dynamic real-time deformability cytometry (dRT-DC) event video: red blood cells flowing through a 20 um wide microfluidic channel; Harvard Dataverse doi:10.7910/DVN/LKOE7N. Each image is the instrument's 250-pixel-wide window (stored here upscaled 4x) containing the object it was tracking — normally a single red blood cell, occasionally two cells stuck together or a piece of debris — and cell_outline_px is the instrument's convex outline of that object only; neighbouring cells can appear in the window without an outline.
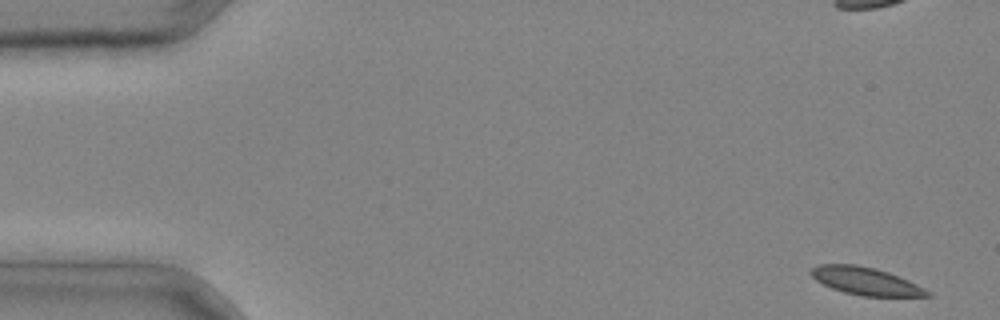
{"species": "common noctule bat (a hibernating species)", "species_latin": "Nyctalus noctula", "temperature_condition": "cold", "stored_images_in_passage": 6, "camera_frame_rate_fps": 3000, "um_per_image_px": 0.085, "animal": {"sex": "male", "body_mass_g": 20.4}, "frame": {"image": 1, "passage_image": 1, "time_ms": 0.0, "image_size_px": [1000, 320], "cell_outline_px": [[932, 296], [860, 296], [844, 292], [832, 288], [816, 280], [808, 272], [812, 268], [820, 264], [856, 264], [876, 268], [888, 272], [908, 280], [932, 292]], "centroid_in_image_um": [73.58, 23.89], "position_along_channel_um": 11.4, "area_um2": 18.73}}
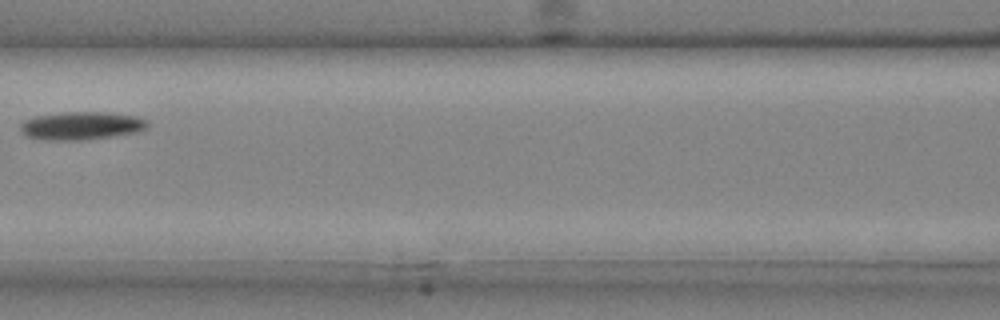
{"frame": {"image": 2, "passage_image": 6, "time_ms": 1.667, "image_size_px": [1000, 320], "cell_outline_px": [[148, 128], [136, 132], [112, 136], [80, 140], [40, 140], [28, 136], [20, 132], [20, 124], [24, 120], [36, 116], [64, 112], [104, 112], [136, 116], [148, 120]], "centroid_in_image_um": [6.9, 10.69], "position_along_channel_um": 159.7, "area_um2": 20.81}}